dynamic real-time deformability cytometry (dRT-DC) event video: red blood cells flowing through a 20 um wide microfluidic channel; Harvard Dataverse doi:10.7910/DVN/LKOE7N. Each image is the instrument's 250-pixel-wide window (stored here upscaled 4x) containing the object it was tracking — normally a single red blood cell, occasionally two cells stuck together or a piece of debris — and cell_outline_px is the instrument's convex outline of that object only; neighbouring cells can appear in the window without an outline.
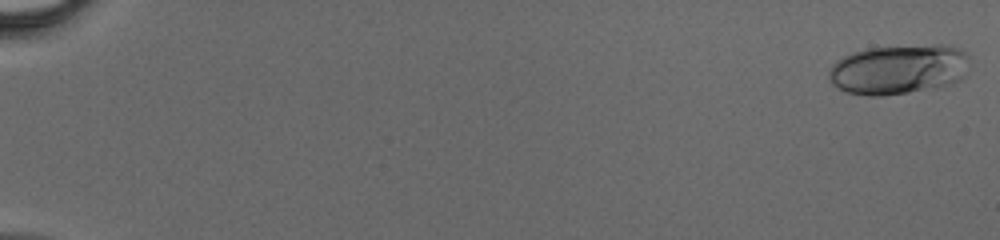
{"species": "human", "species_latin": "Homo sapiens", "temperature_condition": "cold", "stored_images_in_passage": 20, "camera_frame_rate_fps": 3000, "um_per_image_px": 0.085, "donor": {"sex": "male"}, "frame": {"image": 1, "passage_image": 1, "time_ms": 0.0, "image_size_px": [1000, 240], "cell_outline_px": [[968, 56], [964, 76], [960, 80], [952, 84], [936, 88], [884, 96], [868, 96], [844, 92], [836, 88], [828, 80], [828, 72], [832, 64], [836, 60], [852, 52], [868, 48], [936, 44], [944, 44], [968, 52]], "centroid_in_image_um": [76.34, 5.91], "position_along_channel_um": 8.7, "area_um2": 41.38}}
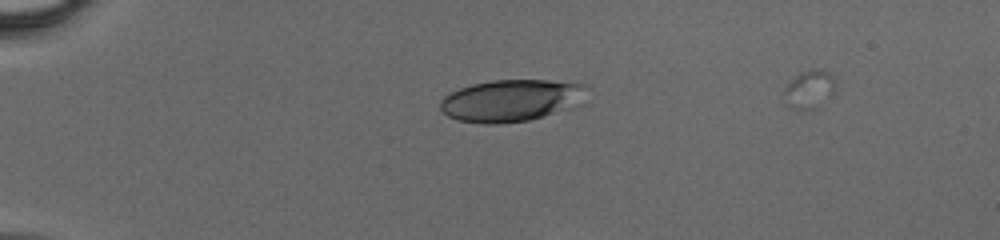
{"frame": {"image": 2, "passage_image": 13, "time_ms": 4.0, "image_size_px": [1000, 240], "cell_outline_px": [[588, 84], [584, 104], [576, 108], [528, 120], [500, 124], [484, 124], [456, 120], [448, 116], [440, 108], [440, 100], [444, 96], [460, 88], [472, 84], [492, 80], [548, 80]], "centroid_in_image_um": [43.54, 8.54], "position_along_channel_um": 41.5, "area_um2": 36.53}}